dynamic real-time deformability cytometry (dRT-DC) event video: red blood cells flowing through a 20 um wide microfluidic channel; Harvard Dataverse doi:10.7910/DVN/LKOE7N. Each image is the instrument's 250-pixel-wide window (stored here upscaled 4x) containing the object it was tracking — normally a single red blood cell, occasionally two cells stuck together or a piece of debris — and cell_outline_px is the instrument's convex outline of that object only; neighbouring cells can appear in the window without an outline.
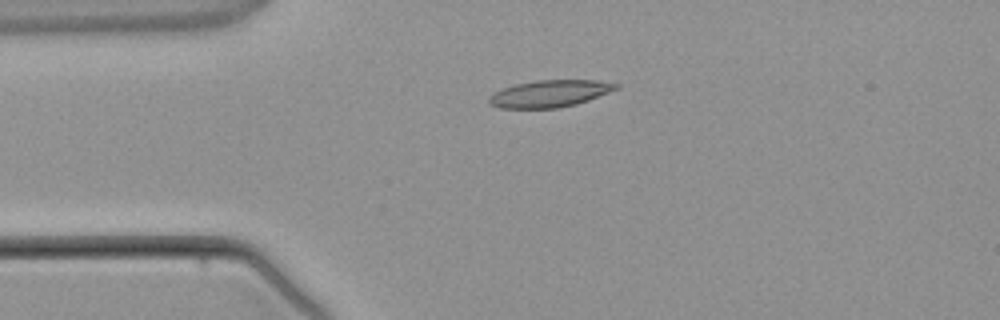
{"species": "common noctule bat (a hibernating species)", "species_latin": "Nyctalus noctula", "temperature_condition": "warm", "stored_images_in_passage": 4, "camera_frame_rate_fps": 3000, "um_per_image_px": 0.085, "animal": {"sex": "male", "body_mass_g": 21.5, "forearm_length_mm": 52.0}, "frame": {"image": 1, "passage_image": 3, "time_ms": 2.333, "image_size_px": [1000, 320], "cell_outline_px": [[620, 88], [588, 100], [576, 104], [556, 108], [500, 108], [488, 104], [488, 96], [504, 88], [516, 84], [540, 80], [596, 80], [620, 84]], "centroid_in_image_um": [46.74, 7.96], "position_along_channel_um": 38.3, "area_um2": 19.88}}
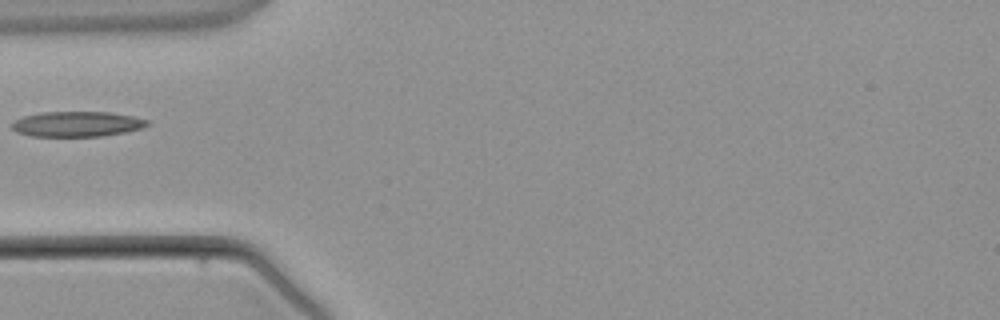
{"frame": {"image": 2, "passage_image": 4, "time_ms": 3.667, "image_size_px": [1000, 320], "cell_outline_px": [[152, 124], [140, 128], [124, 132], [104, 136], [32, 136], [16, 132], [12, 128], [12, 124], [16, 120], [24, 116], [44, 112], [108, 112], [132, 116], [148, 120]], "centroid_in_image_um": [6.56, 10.54], "position_along_channel_um": 78.4, "area_um2": 19.77}}